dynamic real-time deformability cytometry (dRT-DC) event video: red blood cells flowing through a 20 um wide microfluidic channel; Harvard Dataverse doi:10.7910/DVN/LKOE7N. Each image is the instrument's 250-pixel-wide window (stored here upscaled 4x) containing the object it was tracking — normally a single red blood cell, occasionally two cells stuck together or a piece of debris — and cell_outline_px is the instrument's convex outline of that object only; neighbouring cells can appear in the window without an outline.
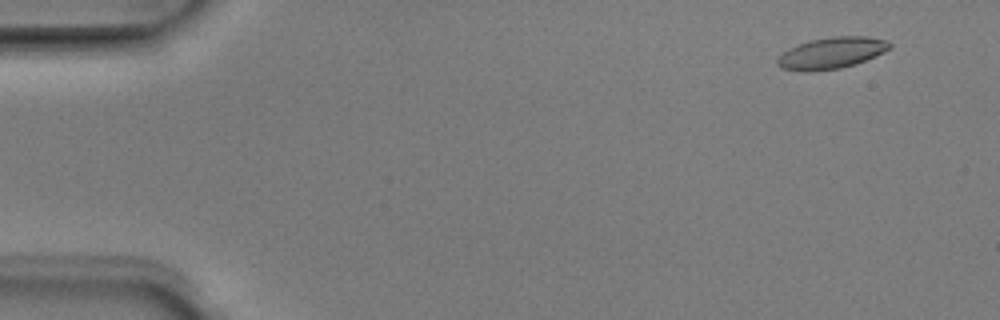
{"species": "Egyptian fruit bat (a non-hibernating species)", "species_latin": "Rousettus aegyptiacus", "temperature_condition": "room temperature", "stored_images_in_passage": 4, "camera_frame_rate_fps": 3000, "um_per_image_px": 0.085, "animal": {"sex": "male"}, "frame": {"image": 1, "passage_image": 2, "time_ms": 0.333, "image_size_px": [1000, 320], "cell_outline_px": [[892, 48], [884, 52], [856, 64], [840, 68], [812, 72], [800, 72], [780, 68], [776, 64], [776, 60], [788, 48], [812, 40], [832, 36], [868, 36], [888, 40], [892, 44]], "centroid_in_image_um": [70.69, 4.51], "position_along_channel_um": 14.3, "area_um2": 20.81}}
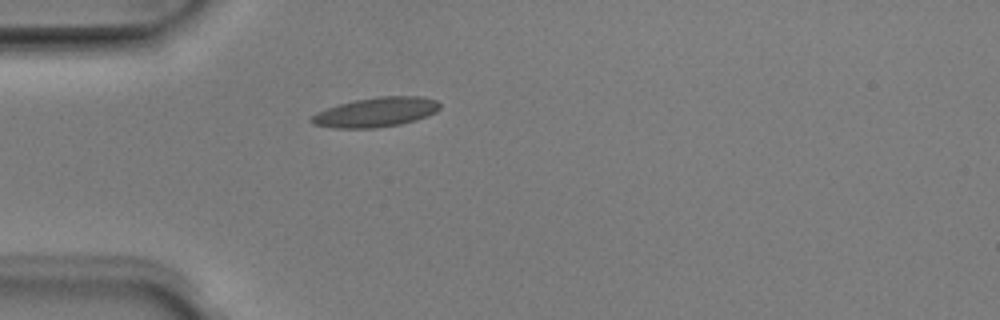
{"frame": {"image": 2, "passage_image": 4, "time_ms": 1.0, "image_size_px": [1000, 320], "cell_outline_px": [[440, 108], [436, 112], [416, 120], [400, 124], [372, 128], [332, 128], [312, 124], [308, 120], [316, 112], [340, 104], [356, 100], [380, 96], [420, 96], [436, 100], [440, 104]], "centroid_in_image_um": [31.94, 9.54], "position_along_channel_um": 53.1, "area_um2": 22.02}}